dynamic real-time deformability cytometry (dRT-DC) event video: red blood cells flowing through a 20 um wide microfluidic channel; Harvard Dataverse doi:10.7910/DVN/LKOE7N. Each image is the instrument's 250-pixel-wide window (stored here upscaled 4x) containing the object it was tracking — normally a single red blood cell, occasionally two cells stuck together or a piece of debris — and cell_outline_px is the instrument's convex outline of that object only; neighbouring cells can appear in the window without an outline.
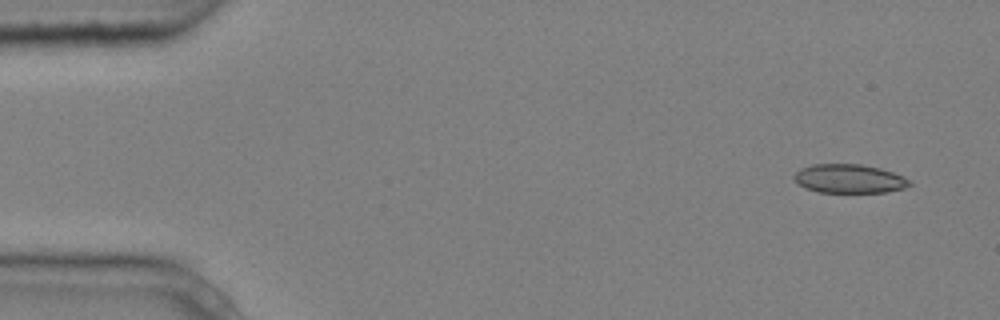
{"species": "common noctule bat (a hibernating species)", "species_latin": "Nyctalus noctula", "temperature_condition": "cold", "stored_images_in_passage": 6, "camera_frame_rate_fps": 3000, "um_per_image_px": 0.085, "animal": {"sex": "male", "body_mass_g": 20.4}, "frame": {"image": 1, "passage_image": 1, "time_ms": 0.0, "image_size_px": [1000, 320], "cell_outline_px": [[912, 184], [904, 188], [884, 192], [820, 192], [804, 188], [792, 176], [800, 168], [812, 164], [860, 164], [880, 168], [904, 176], [912, 180]], "centroid_in_image_um": [72.2, 15.18], "position_along_channel_um": 12.8, "area_um2": 19.42}}
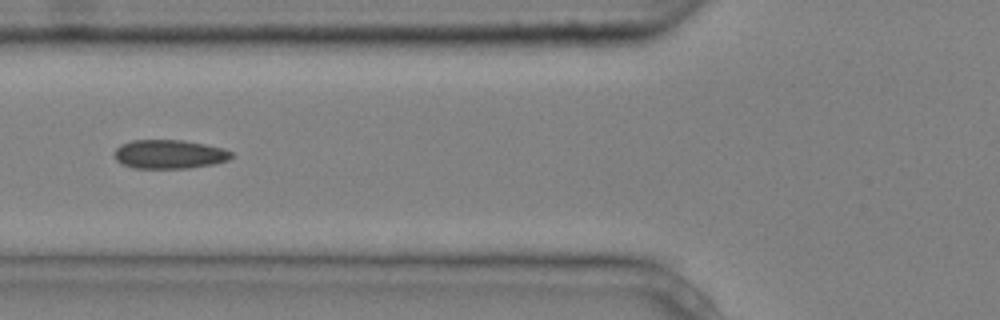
{"frame": {"image": 2, "passage_image": 6, "time_ms": 1.667, "image_size_px": [1000, 320], "cell_outline_px": [[236, 156], [228, 160], [212, 164], [188, 168], [132, 168], [120, 164], [112, 156], [116, 148], [120, 144], [132, 140], [184, 140], [224, 148], [232, 152]], "centroid_in_image_um": [14.37, 13.11], "position_along_channel_um": 111.4, "area_um2": 20.0}}